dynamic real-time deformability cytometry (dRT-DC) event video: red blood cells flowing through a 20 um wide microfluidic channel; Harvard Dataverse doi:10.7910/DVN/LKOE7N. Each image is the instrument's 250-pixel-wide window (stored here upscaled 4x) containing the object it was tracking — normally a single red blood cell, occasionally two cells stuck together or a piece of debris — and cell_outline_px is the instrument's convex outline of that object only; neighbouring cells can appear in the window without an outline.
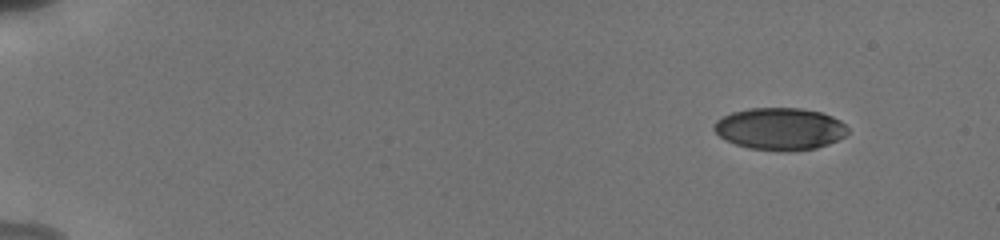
{"species": "human", "species_latin": "Homo sapiens", "temperature_condition": "cold", "stored_images_in_passage": 20, "camera_frame_rate_fps": 3000, "um_per_image_px": 0.085, "donor": {"sex": "male"}, "frame": {"image": 1, "passage_image": 1, "time_ms": 0.0, "image_size_px": [1000, 240], "cell_outline_px": [[848, 132], [844, 136], [828, 144], [816, 148], [788, 152], [784, 152], [748, 148], [724, 140], [712, 128], [712, 124], [716, 120], [732, 112], [748, 108], [800, 108], [820, 112], [832, 116], [840, 120], [848, 128]], "centroid_in_image_um": [66.27, 10.96], "position_along_channel_um": 18.7, "area_um2": 33.06}}
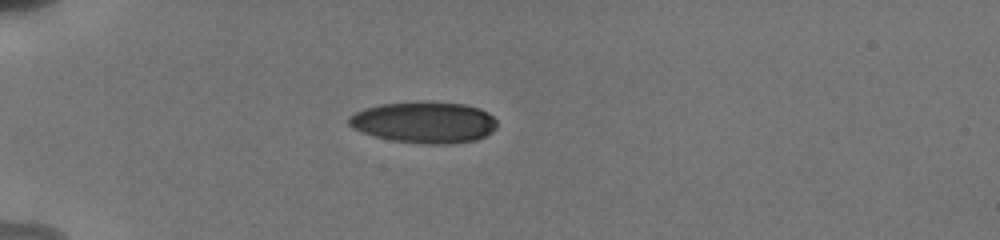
{"frame": {"image": 2, "passage_image": 14, "time_ms": 3.667, "image_size_px": [1000, 240], "cell_outline_px": [[496, 128], [492, 132], [476, 140], [448, 144], [428, 144], [392, 140], [372, 136], [352, 128], [348, 124], [348, 116], [364, 108], [380, 104], [416, 100], [424, 100], [464, 104], [480, 108], [488, 112], [496, 120]], "centroid_in_image_um": [36.04, 10.37], "position_along_channel_um": 49.0, "area_um2": 36.3}}